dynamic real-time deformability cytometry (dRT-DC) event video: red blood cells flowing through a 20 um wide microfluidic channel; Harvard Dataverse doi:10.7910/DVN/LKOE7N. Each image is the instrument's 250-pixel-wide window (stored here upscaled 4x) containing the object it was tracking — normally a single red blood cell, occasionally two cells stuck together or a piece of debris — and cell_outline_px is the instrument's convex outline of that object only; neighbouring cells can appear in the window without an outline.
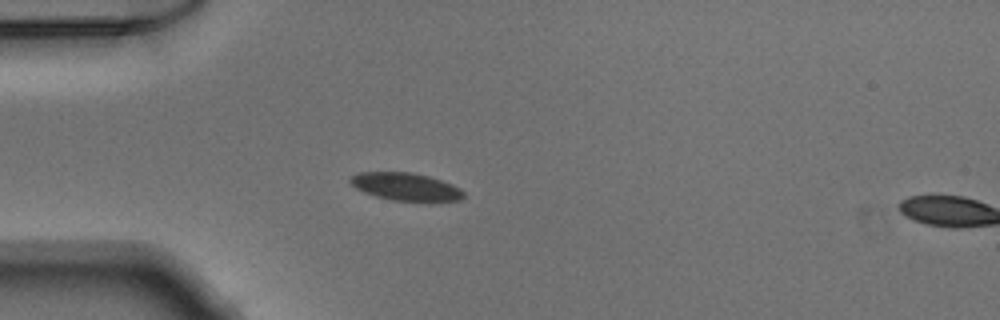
{"species": "Egyptian fruit bat (a non-hibernating species)", "species_latin": "Rousettus aegyptiacus", "temperature_condition": "warm", "stored_images_in_passage": 2, "camera_frame_rate_fps": 3000, "um_per_image_px": 0.085, "animal": {"sex": "male"}, "frame": {"image": 1, "passage_image": 1, "time_ms": 0.0, "image_size_px": [1000, 320], "cell_outline_px": [[464, 196], [460, 200], [432, 204], [428, 204], [392, 200], [376, 196], [364, 192], [356, 188], [348, 180], [352, 176], [360, 172], [412, 172], [428, 176], [452, 184], [460, 188], [464, 192]], "centroid_in_image_um": [34.57, 15.92], "position_along_channel_um": 50.4, "area_um2": 18.96}}